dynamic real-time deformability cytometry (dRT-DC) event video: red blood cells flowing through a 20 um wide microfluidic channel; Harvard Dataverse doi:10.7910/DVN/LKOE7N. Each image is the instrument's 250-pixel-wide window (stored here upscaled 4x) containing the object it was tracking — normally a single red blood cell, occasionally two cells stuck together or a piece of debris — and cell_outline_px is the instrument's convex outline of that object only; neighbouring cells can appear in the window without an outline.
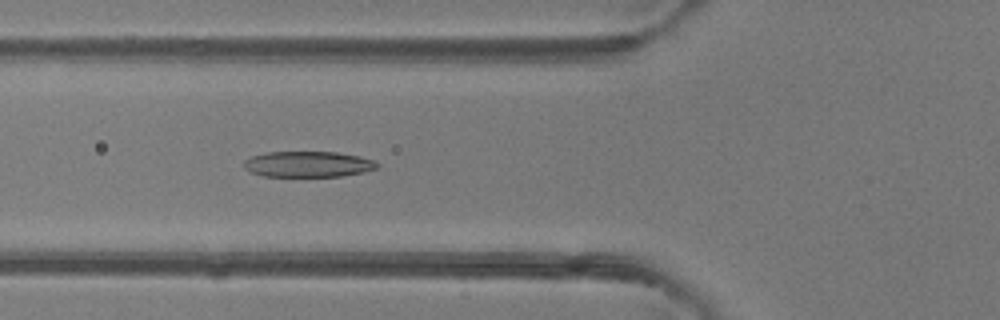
{"species": "common noctule bat (a hibernating species)", "species_latin": "Nyctalus noctula", "temperature_condition": "room temperature", "stored_images_in_passage": 34, "camera_frame_rate_fps": 3000, "um_per_image_px": 0.085, "animal": {"sex": "female"}, "frame": {"image": 1, "passage_image": 3, "time_ms": 0.667, "image_size_px": [1000, 320], "cell_outline_px": [[380, 168], [364, 172], [340, 176], [264, 176], [248, 172], [244, 168], [244, 160], [252, 156], [268, 152], [336, 152], [360, 156], [376, 160], [380, 164]], "centroid_in_image_um": [26.23, 13.95], "position_along_channel_um": 99.6, "area_um2": 20.23}}
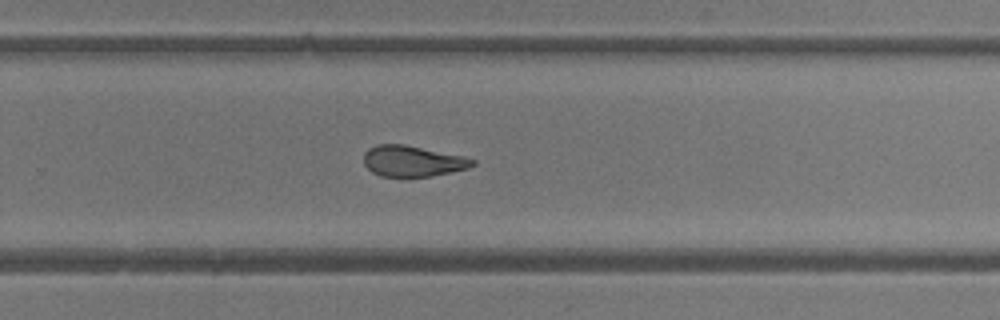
{"frame": {"image": 2, "passage_image": 17, "time_ms": 5.333, "image_size_px": [1000, 320], "cell_outline_px": [[476, 164], [468, 168], [432, 176], [404, 180], [380, 176], [372, 172], [364, 164], [364, 152], [368, 148], [376, 144], [404, 144], [460, 156], [476, 160]], "centroid_in_image_um": [35.01, 13.74], "position_along_channel_um": 294.8, "area_um2": 20.11}}
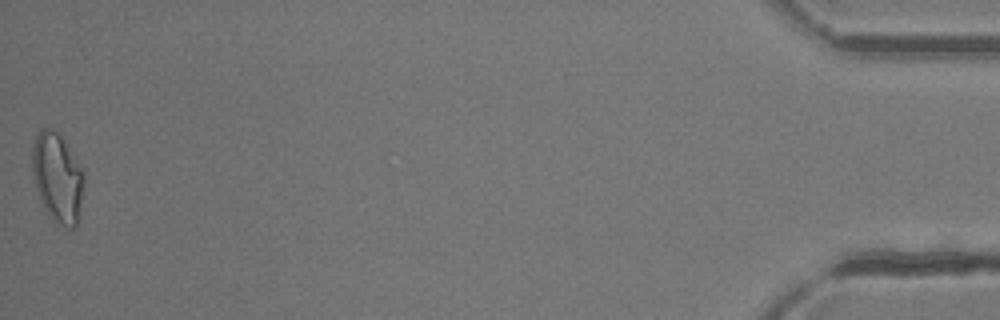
{"frame": {"image": 3, "passage_image": 34, "time_ms": 11.0, "image_size_px": [1000, 320], "cell_outline_px": [[84, 184], [76, 228], [68, 228], [56, 224], [48, 216], [40, 200], [36, 188], [32, 172], [32, 144], [40, 128], [52, 128], [60, 136], [84, 168]], "centroid_in_image_um": [4.88, 15.11], "position_along_channel_um": 430.3, "area_um2": 27.28}, "authors_computed_cell_mechanics": {"area_um2": 20.6057, "velocity_mm_per_s": 4.1731, "shape_relaxation_time_tau1_ms": 9.4485, "shape_relaxation_time_tau2_ms": 1.7173, "deformation_change_tau1": 0.2822, "deformation_change_tau2": 0.0946}}